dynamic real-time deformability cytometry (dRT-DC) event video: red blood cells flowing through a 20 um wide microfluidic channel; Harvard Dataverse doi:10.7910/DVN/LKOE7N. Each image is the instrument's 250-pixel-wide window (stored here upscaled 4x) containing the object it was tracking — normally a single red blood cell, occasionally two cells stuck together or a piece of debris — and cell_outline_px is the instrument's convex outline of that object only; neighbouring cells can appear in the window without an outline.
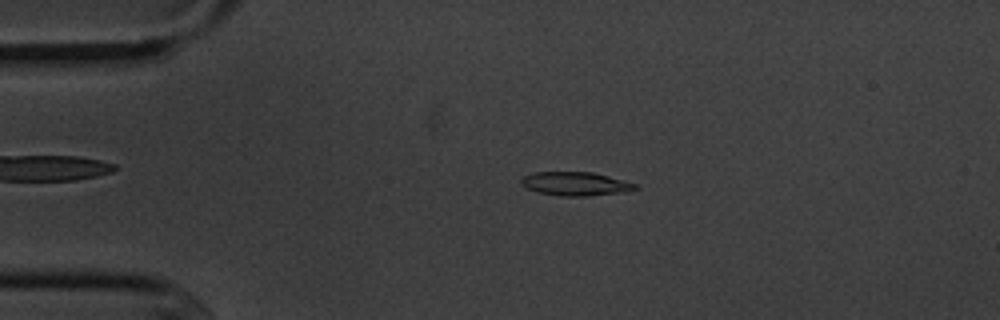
{"species": "common noctule bat (a hibernating species)", "species_latin": "Nyctalus noctula", "temperature_condition": "cold", "stored_images_in_passage": 4, "camera_frame_rate_fps": 3000, "um_per_image_px": 0.085, "animal": {"sex": "male", "body_mass_g": 20.1, "forearm_length_mm": 53.5}, "frame": {"image": 1, "passage_image": 3, "time_ms": 2.333, "image_size_px": [1000, 320], "cell_outline_px": [[640, 188], [624, 192], [588, 196], [560, 196], [536, 192], [520, 184], [520, 180], [524, 176], [536, 172], [592, 172], [624, 180], [636, 184]], "centroid_in_image_um": [48.92, 15.63], "position_along_channel_um": 36.1, "area_um2": 15.78}}
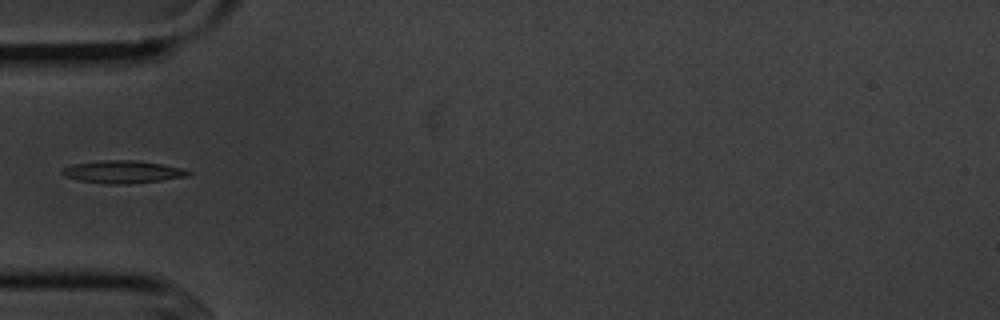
{"frame": {"image": 2, "passage_image": 4, "time_ms": 4.333, "image_size_px": [1000, 320], "cell_outline_px": [[192, 176], [128, 184], [104, 184], [80, 180], [64, 176], [60, 172], [64, 168], [72, 164], [100, 160], [140, 160], [184, 168], [192, 172]], "centroid_in_image_um": [10.47, 14.6], "position_along_channel_um": 74.5, "area_um2": 16.82}}